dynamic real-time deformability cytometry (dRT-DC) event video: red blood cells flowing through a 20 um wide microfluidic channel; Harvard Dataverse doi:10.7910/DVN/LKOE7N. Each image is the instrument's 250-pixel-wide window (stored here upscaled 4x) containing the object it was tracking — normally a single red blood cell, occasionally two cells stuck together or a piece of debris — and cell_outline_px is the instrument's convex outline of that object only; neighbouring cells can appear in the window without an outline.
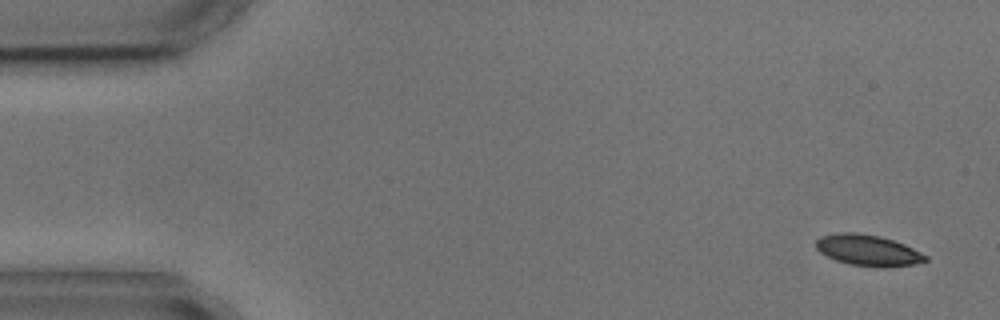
{"species": "common noctule bat (a hibernating species)", "species_latin": "Nyctalus noctula", "temperature_condition": "cold", "stored_images_in_passage": 8, "camera_frame_rate_fps": 3000, "um_per_image_px": 0.085, "animal": {"sex": "male", "body_mass_g": 17.9, "forearm_length_mm": 54.2}, "frame": {"image": 1, "passage_image": 1, "time_ms": 0.0, "image_size_px": [1000, 320], "cell_outline_px": [[928, 260], [916, 264], [884, 268], [880, 268], [848, 264], [836, 260], [820, 252], [816, 248], [816, 240], [820, 236], [840, 232], [856, 232], [880, 236], [904, 244], [928, 256]], "centroid_in_image_um": [73.78, 21.28], "position_along_channel_um": 11.2, "area_um2": 19.94}}
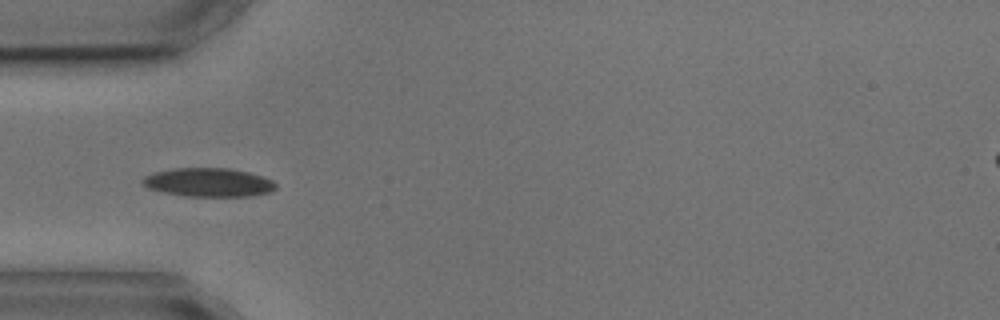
{"frame": {"image": 2, "passage_image": 5, "time_ms": 4.667, "image_size_px": [1000, 320], "cell_outline_px": [[276, 188], [268, 192], [252, 196], [184, 196], [164, 192], [148, 188], [140, 180], [144, 176], [156, 172], [176, 168], [228, 168], [248, 172], [272, 180], [276, 184]], "centroid_in_image_um": [17.71, 15.5], "position_along_channel_um": 67.3, "area_um2": 22.08}}